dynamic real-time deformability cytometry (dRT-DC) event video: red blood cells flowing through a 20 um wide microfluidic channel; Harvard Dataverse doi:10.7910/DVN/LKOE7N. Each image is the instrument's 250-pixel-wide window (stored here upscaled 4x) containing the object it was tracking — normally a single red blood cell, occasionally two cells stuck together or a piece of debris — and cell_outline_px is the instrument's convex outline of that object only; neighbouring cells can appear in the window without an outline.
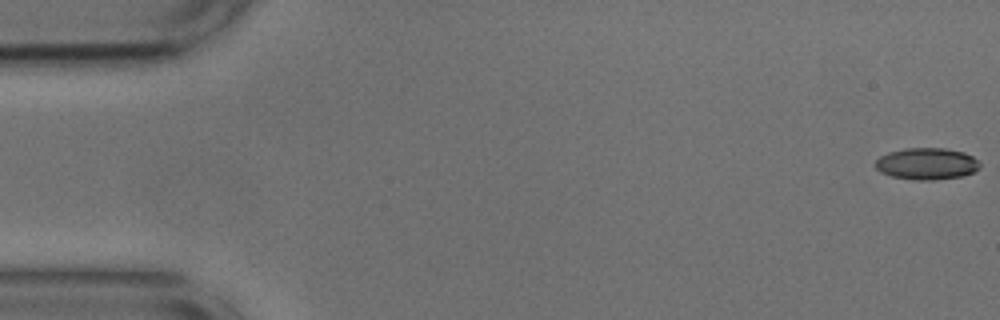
{"species": "common noctule bat (a hibernating species)", "species_latin": "Nyctalus noctula", "temperature_condition": "cold", "stored_images_in_passage": 50, "camera_frame_rate_fps": 3000, "um_per_image_px": 0.085, "animal": {"sex": "male", "body_mass_g": 17.9, "forearm_length_mm": 54.2}, "frame": {"image": 1, "passage_image": 1, "time_ms": 0.0, "image_size_px": [1000, 320], "cell_outline_px": [[980, 168], [972, 172], [960, 176], [932, 180], [916, 180], [892, 176], [880, 172], [876, 168], [876, 160], [880, 156], [888, 152], [904, 148], [944, 148], [964, 152], [972, 156], [980, 164]], "centroid_in_image_um": [78.75, 13.91], "position_along_channel_um": 6.2, "area_um2": 19.19}}
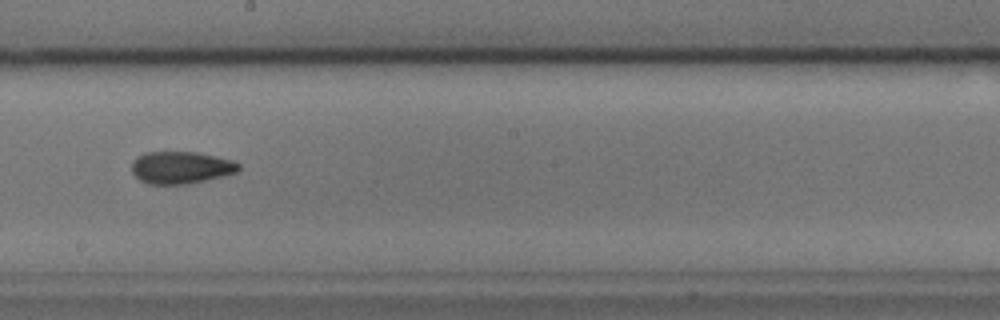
{"frame": {"image": 2, "passage_image": 30, "time_ms": 9.667, "image_size_px": [1000, 320], "cell_outline_px": [[240, 168], [236, 172], [224, 176], [188, 184], [148, 184], [140, 180], [132, 172], [132, 164], [136, 156], [144, 152], [196, 152], [232, 160], [240, 164]], "centroid_in_image_um": [15.37, 14.24], "position_along_channel_um": 232.8, "area_um2": 20.11}}
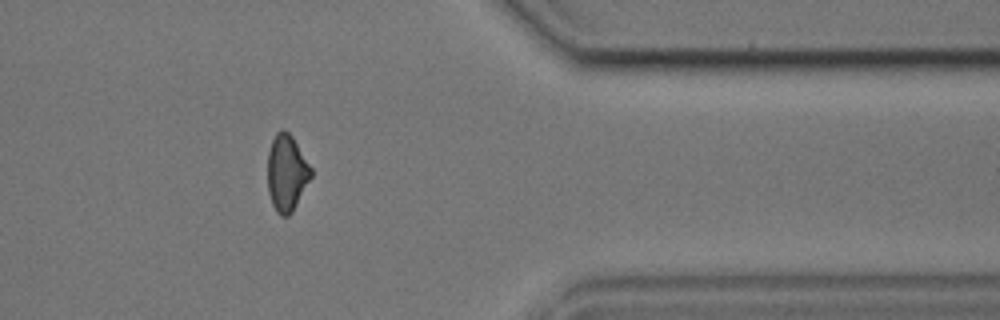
{"frame": {"image": 3, "passage_image": 44, "time_ms": 14.333, "image_size_px": [1000, 320], "cell_outline_px": [[312, 176], [292, 212], [288, 216], [280, 216], [276, 212], [272, 204], [268, 192], [268, 152], [272, 140], [276, 132], [280, 128], [284, 128], [292, 136], [312, 168]], "centroid_in_image_um": [24.36, 14.68], "position_along_channel_um": 387.0, "area_um2": 19.42}, "authors_computed_cell_mechanics": {"area_um2": 19.8254, "velocity_mm_per_s": 3.7137, "shape_relaxation_time_tau1_ms": 11.1036, "shape_relaxation_time_tau2_ms": 2.5321, "deformation_change_tau1": 0.2103, "deformation_change_tau2": 0.0806}}